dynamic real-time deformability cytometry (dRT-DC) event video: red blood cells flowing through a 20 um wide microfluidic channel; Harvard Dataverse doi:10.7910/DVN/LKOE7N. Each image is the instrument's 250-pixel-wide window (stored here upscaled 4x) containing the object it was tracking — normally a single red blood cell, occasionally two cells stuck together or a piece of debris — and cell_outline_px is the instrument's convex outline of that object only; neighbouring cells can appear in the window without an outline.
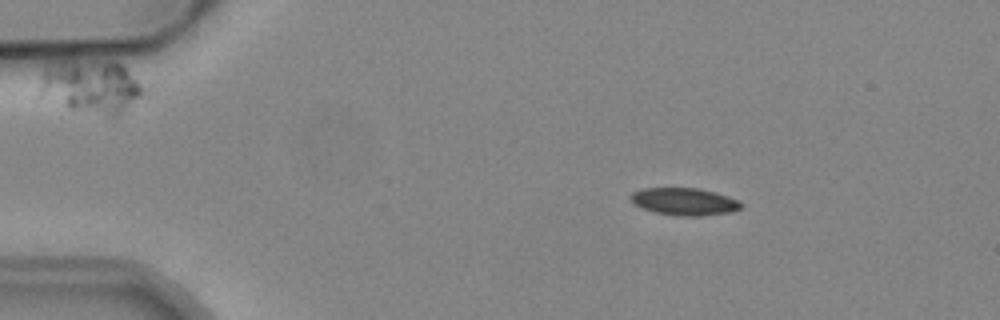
{"species": "common noctule bat (a hibernating species)", "species_latin": "Nyctalus noctula", "temperature_condition": "cold", "stored_images_in_passage": 3, "camera_frame_rate_fps": 3000, "um_per_image_px": 0.085, "animal": {"sex": "male", "body_mass_g": 19.2, "forearm_length_mm": 51.8}, "frame": {"image": 1, "passage_image": 1, "time_ms": 0.0, "image_size_px": [1000, 320], "cell_outline_px": [[744, 204], [740, 208], [732, 212], [700, 216], [676, 216], [656, 212], [644, 208], [636, 204], [628, 196], [632, 192], [644, 188], [700, 188], [716, 192], [740, 200]], "centroid_in_image_um": [58.22, 17.13], "position_along_channel_um": 26.8, "area_um2": 17.69}}